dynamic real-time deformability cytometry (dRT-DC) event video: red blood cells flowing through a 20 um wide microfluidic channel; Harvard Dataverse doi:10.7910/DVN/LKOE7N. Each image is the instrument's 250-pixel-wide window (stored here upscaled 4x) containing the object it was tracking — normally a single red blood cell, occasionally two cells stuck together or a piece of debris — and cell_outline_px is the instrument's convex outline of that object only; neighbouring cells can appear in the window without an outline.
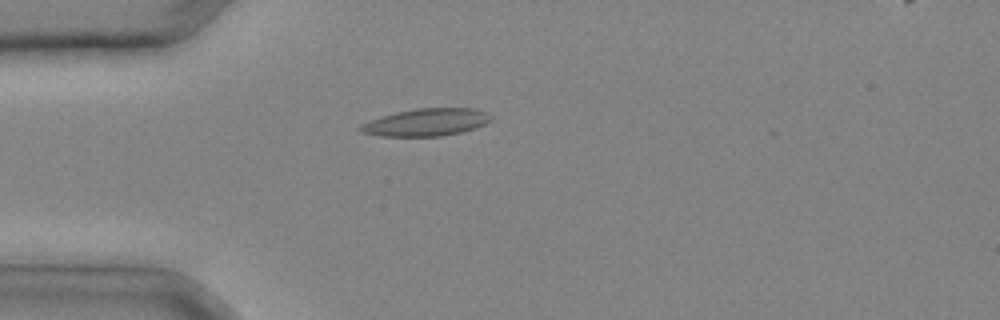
{"species": "common noctule bat (a hibernating species)", "species_latin": "Nyctalus noctula", "temperature_condition": "cold", "stored_images_in_passage": 29, "camera_frame_rate_fps": 3000, "um_per_image_px": 0.085, "animal": {"sex": "male", "body_mass_g": 20.4}, "frame": {"image": 1, "passage_image": 8, "time_ms": 2.333, "image_size_px": [1000, 320], "cell_outline_px": [[492, 120], [476, 128], [460, 132], [440, 136], [380, 136], [360, 132], [356, 128], [360, 124], [396, 112], [416, 108], [476, 108], [488, 112], [492, 116]], "centroid_in_image_um": [36.25, 10.39], "position_along_channel_um": 48.8, "area_um2": 20.92}}
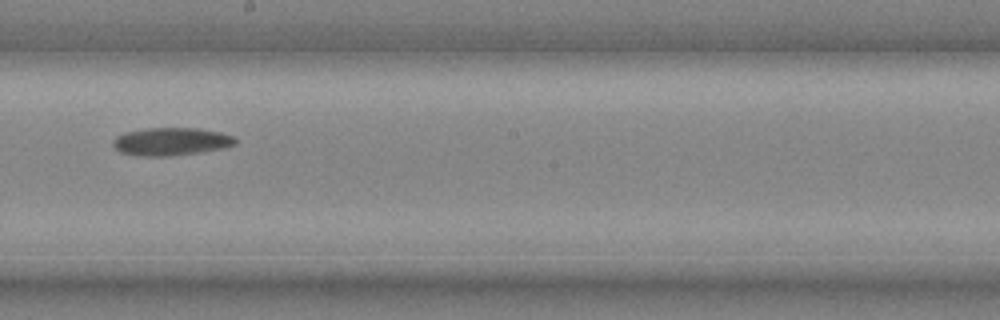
{"frame": {"image": 2, "passage_image": 18, "time_ms": 5.667, "image_size_px": [1000, 320], "cell_outline_px": [[236, 144], [224, 148], [200, 152], [172, 156], [136, 156], [120, 152], [112, 144], [112, 140], [116, 136], [128, 132], [148, 128], [200, 128], [220, 132], [232, 136], [236, 140]], "centroid_in_image_um": [14.54, 12.04], "position_along_channel_um": 233.7, "area_um2": 19.88}}
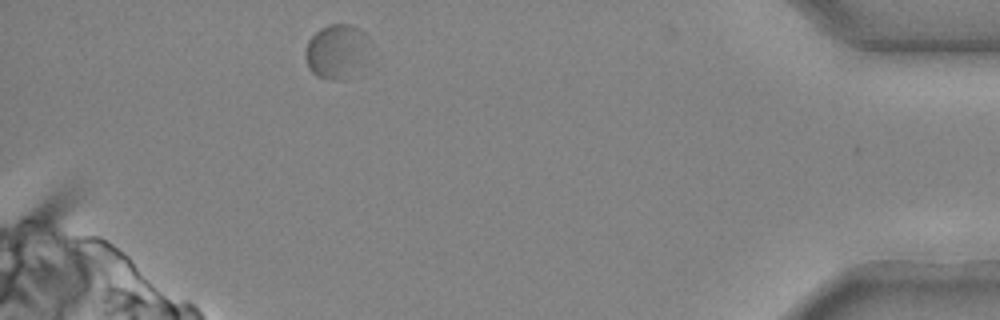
{"frame": {"image": 3, "passage_image": 29, "time_ms": 9.333, "image_size_px": [1000, 320], "cell_outline_px": [[372, 44], [340, 80], [316, 76], [308, 68], [304, 56], [304, 48], [308, 40], [320, 28], [328, 24], [352, 24], [360, 28], [372, 40]], "centroid_in_image_um": [28.52, 4.24], "position_along_channel_um": 406.7, "area_um2": 19.48}}